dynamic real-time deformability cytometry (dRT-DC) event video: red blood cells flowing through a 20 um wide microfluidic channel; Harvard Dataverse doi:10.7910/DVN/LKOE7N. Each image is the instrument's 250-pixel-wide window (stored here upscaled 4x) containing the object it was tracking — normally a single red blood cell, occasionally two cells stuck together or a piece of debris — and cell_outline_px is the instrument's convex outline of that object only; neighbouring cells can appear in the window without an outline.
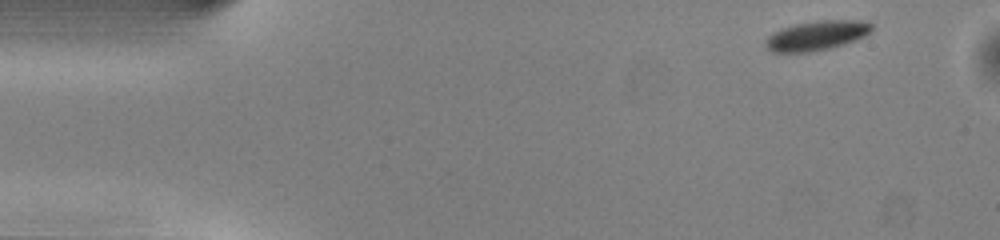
{"species": "common noctule bat (a hibernating species)", "species_latin": "Nyctalus noctula", "temperature_condition": "warm", "stored_images_in_passage": 41, "camera_frame_rate_fps": 3000, "um_per_image_px": 0.085, "animal": {"sex": "male", "body_mass_g": 13.0, "forearm_length_mm": 53.1}, "frame": {"image": 1, "passage_image": 1, "time_ms": 0.0, "image_size_px": [1000, 240], "cell_outline_px": [[872, 28], [864, 36], [856, 40], [844, 44], [812, 52], [772, 52], [764, 44], [764, 40], [772, 32], [796, 24], [816, 20], [868, 20], [872, 24]], "centroid_in_image_um": [69.42, 3.01], "position_along_channel_um": 15.6, "area_um2": 18.32}}
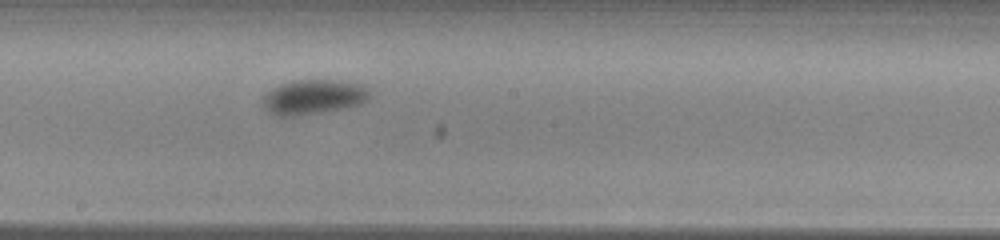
{"frame": {"image": 2, "passage_image": 24, "time_ms": 7.667, "image_size_px": [1000, 240], "cell_outline_px": [[372, 96], [368, 100], [360, 104], [344, 108], [324, 112], [300, 116], [276, 116], [268, 112], [260, 104], [260, 96], [264, 92], [280, 84], [292, 80], [348, 80], [364, 84], [372, 88]], "centroid_in_image_um": [26.65, 8.23], "position_along_channel_um": 221.5, "area_um2": 22.77}}
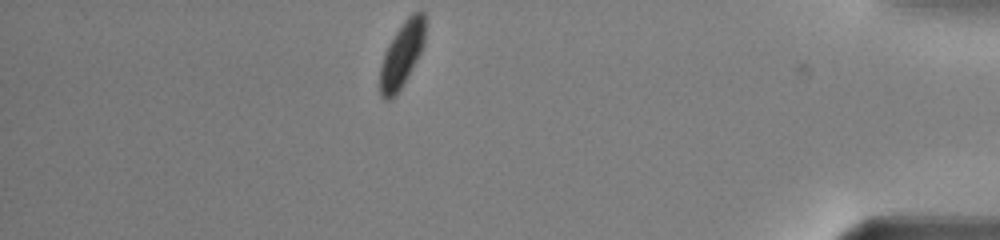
{"frame": {"image": 3, "passage_image": 41, "time_ms": 13.333, "image_size_px": [1000, 240], "cell_outline_px": [[424, 44], [416, 60], [396, 96], [388, 100], [384, 100], [380, 96], [380, 64], [384, 52], [388, 44], [404, 20], [412, 12], [424, 12]], "centroid_in_image_um": [34.12, 4.66], "position_along_channel_um": 401.1, "area_um2": 16.94}, "authors_computed_cell_mechanics": {"area_um2": 20.4612, "velocity_mm_per_s": 3.9949, "shape_relaxation_time_tau1_ms": 2.7013, "shape_relaxation_time_tau2_ms": null, "deformation_change_tau1": 0.0704, "deformation_change_tau2": null}}